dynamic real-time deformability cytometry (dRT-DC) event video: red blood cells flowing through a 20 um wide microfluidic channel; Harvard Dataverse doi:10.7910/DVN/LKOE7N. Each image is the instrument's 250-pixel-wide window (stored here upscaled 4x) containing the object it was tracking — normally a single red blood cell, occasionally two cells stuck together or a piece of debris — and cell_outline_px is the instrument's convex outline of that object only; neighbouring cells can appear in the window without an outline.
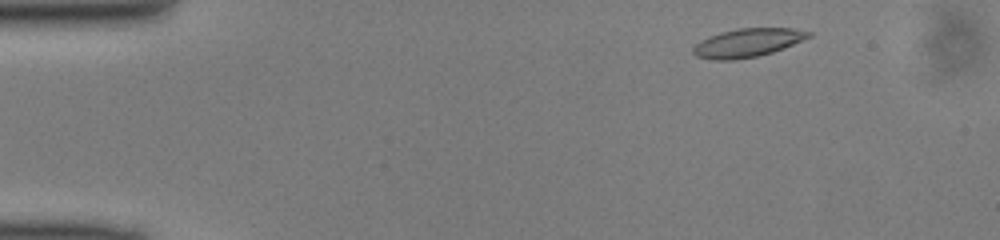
{"species": "common noctule bat (a hibernating species)", "species_latin": "Nyctalus noctula", "temperature_condition": "cold", "stored_images_in_passage": 46, "camera_frame_rate_fps": 3000, "um_per_image_px": 0.085, "animal": {"sex": "male", "body_mass_g": 13.0, "forearm_length_mm": 53.1}, "frame": {"image": 1, "passage_image": 3, "time_ms": 0.667, "image_size_px": [1000, 240], "cell_outline_px": [[812, 36], [784, 48], [772, 52], [756, 56], [732, 60], [716, 60], [696, 56], [692, 52], [692, 48], [696, 44], [708, 36], [720, 32], [736, 28], [792, 28], [812, 32]], "centroid_in_image_um": [63.54, 3.62], "position_along_channel_um": 21.5, "area_um2": 19.13}}
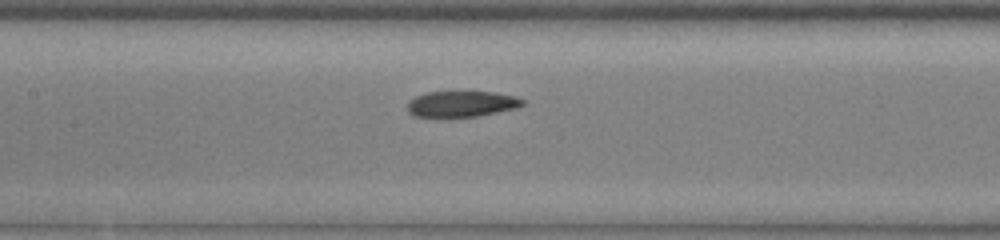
{"frame": {"image": 2, "passage_image": 20, "time_ms": 6.333, "image_size_px": [1000, 240], "cell_outline_px": [[524, 104], [516, 108], [476, 116], [416, 116], [408, 112], [408, 100], [416, 96], [428, 92], [496, 92], [516, 96], [524, 100]], "centroid_in_image_um": [39.25, 8.82], "position_along_channel_um": 168.1, "area_um2": 17.11}}
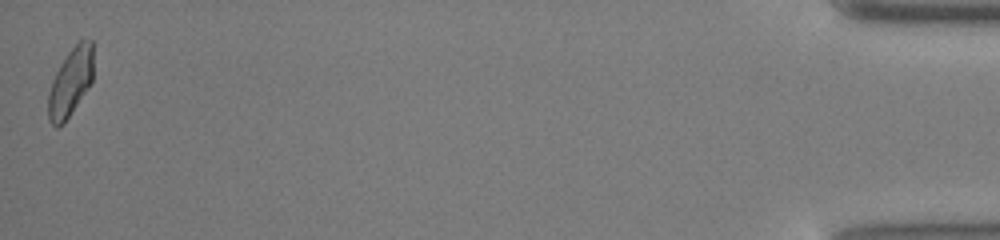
{"frame": {"image": 3, "passage_image": 46, "time_ms": 15.0, "image_size_px": [1000, 240], "cell_outline_px": [[92, 80], [64, 124], [56, 128], [48, 120], [48, 92], [52, 80], [60, 64], [68, 52], [80, 40], [92, 40]], "centroid_in_image_um": [5.96, 7.02], "position_along_channel_um": 429.2, "area_um2": 17.63}}